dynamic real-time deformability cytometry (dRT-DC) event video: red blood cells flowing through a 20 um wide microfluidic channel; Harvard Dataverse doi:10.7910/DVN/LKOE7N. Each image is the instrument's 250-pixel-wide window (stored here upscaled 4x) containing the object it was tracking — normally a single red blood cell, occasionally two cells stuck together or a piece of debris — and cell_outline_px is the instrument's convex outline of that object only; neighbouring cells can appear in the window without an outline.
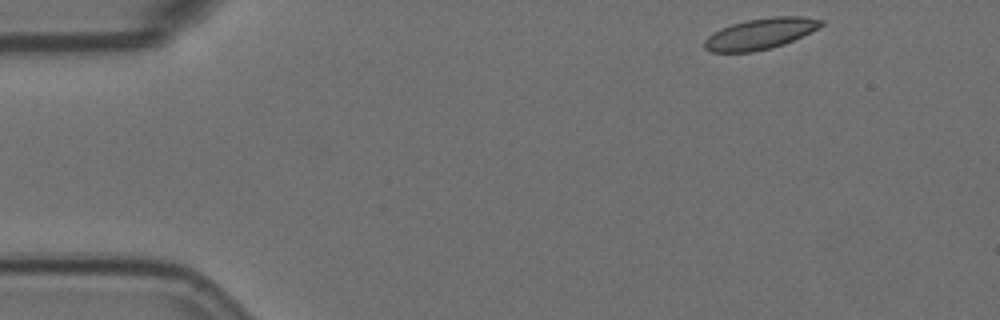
{"species": "Egyptian fruit bat (a non-hibernating species)", "species_latin": "Rousettus aegyptiacus", "temperature_condition": "room temperature", "stored_images_in_passage": 4, "camera_frame_rate_fps": 3000, "um_per_image_px": 0.085, "animal": {"sex": "female"}, "frame": {"image": 1, "passage_image": 1, "time_ms": 0.0, "image_size_px": [1000, 320], "cell_outline_px": [[824, 24], [784, 44], [772, 48], [752, 52], [712, 52], [704, 48], [704, 40], [708, 36], [720, 28], [732, 24], [748, 20], [772, 16], [804, 16], [824, 20]], "centroid_in_image_um": [64.6, 2.86], "position_along_channel_um": 20.4, "area_um2": 20.87}}